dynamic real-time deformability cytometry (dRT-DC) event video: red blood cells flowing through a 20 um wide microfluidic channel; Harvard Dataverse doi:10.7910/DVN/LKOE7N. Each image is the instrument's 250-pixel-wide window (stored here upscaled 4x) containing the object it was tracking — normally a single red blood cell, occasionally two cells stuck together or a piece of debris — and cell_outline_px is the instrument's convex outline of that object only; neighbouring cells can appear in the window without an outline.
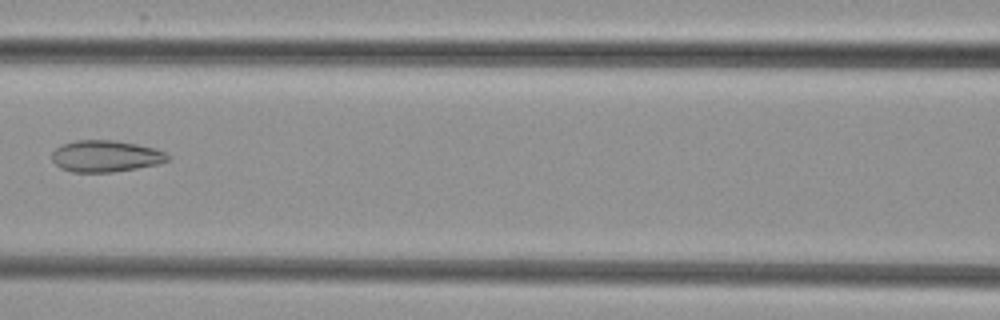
{"species": "common noctule bat (a hibernating species)", "species_latin": "Nyctalus noctula", "temperature_condition": "cold", "stored_images_in_passage": 7, "camera_frame_rate_fps": 3000, "um_per_image_px": 0.085, "animal": {"sex": "female", "body_mass_g": 29.2, "forearm_length_mm": 56.3}, "frame": {"image": 1, "passage_image": 7, "time_ms": 7.0, "image_size_px": [1000, 320], "cell_outline_px": [[172, 156], [168, 160], [160, 164], [112, 172], [72, 172], [60, 168], [52, 160], [52, 152], [56, 148], [64, 144], [76, 140], [116, 140], [156, 148]], "centroid_in_image_um": [9.0, 13.27], "position_along_channel_um": 157.6, "area_um2": 21.39}}